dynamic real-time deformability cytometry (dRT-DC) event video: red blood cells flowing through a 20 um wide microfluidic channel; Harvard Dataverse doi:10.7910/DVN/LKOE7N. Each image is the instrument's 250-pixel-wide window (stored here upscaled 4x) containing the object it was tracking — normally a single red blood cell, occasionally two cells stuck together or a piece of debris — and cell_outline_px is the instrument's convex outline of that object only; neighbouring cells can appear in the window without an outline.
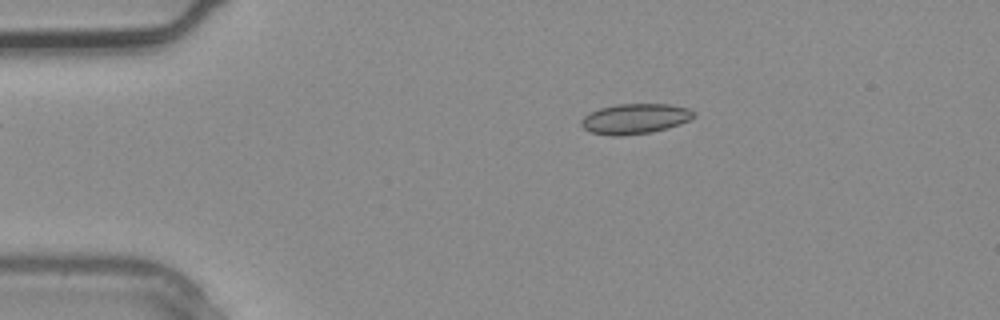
{"species": "common noctule bat (a hibernating species)", "species_latin": "Nyctalus noctula", "temperature_condition": "warm", "stored_images_in_passage": 3, "camera_frame_rate_fps": 3000, "um_per_image_px": 0.085, "animal": {"sex": "male", "body_mass_g": 20.4}, "frame": {"image": 1, "passage_image": 2, "time_ms": 0.333, "image_size_px": [1000, 320], "cell_outline_px": [[696, 116], [680, 124], [668, 128], [652, 132], [620, 136], [612, 136], [592, 132], [584, 128], [580, 124], [580, 120], [588, 112], [600, 108], [616, 104], [668, 104], [688, 108], [696, 112]], "centroid_in_image_um": [53.97, 10.09], "position_along_channel_um": 31.0, "area_um2": 19.94}}